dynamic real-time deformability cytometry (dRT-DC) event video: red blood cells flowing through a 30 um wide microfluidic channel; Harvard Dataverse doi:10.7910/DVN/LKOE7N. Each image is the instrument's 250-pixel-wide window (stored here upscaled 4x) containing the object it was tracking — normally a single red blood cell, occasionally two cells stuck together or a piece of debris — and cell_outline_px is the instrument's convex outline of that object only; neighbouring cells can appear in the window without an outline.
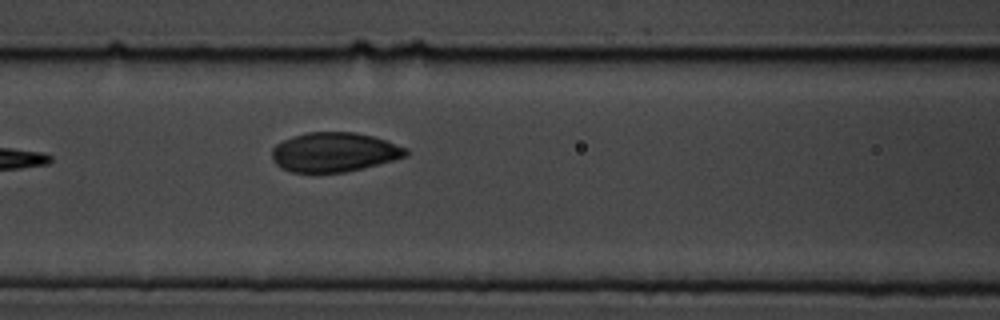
{"species": "common noctule bat (a hibernating species)", "species_latin": "Nyctalus noctula", "temperature_condition": "cold", "stored_images_in_passage": 4, "camera_frame_rate_fps": 3000, "um_per_image_px": 0.085, "animal": {"sex": "male", "body_mass_g": 19.5, "forearm_length_mm": 54.6}, "frame": {"image": 1, "passage_image": 4, "time_ms": 3.667, "image_size_px": [1000, 320], "cell_outline_px": [[408, 156], [344, 172], [292, 172], [280, 168], [272, 160], [272, 148], [276, 144], [292, 136], [308, 132], [356, 132], [388, 140], [408, 148]], "centroid_in_image_um": [28.4, 12.92], "position_along_channel_um": 138.2, "area_um2": 30.75}}